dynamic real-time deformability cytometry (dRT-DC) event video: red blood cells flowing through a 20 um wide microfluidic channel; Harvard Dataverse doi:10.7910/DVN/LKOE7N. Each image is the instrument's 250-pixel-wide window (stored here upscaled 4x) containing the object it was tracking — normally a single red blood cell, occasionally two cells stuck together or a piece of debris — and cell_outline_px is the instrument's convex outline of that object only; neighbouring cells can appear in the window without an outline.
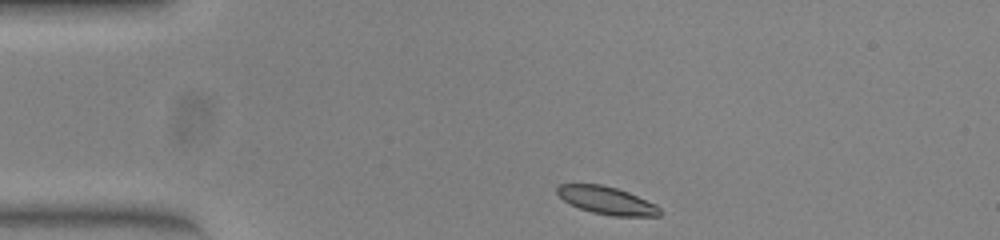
{"species": "common noctule bat (a hibernating species)", "species_latin": "Nyctalus noctula", "temperature_condition": "warm", "stored_images_in_passage": 43, "camera_frame_rate_fps": 3000, "um_per_image_px": 0.085, "animal": {"sex": "female", "body_mass_g": 23.0, "forearm_length_mm": 53.4}, "frame": {"image": 1, "passage_image": 1, "time_ms": 0.0, "image_size_px": [1000, 240], "cell_outline_px": [[660, 216], [612, 216], [592, 212], [580, 208], [564, 200], [556, 192], [556, 184], [600, 184], [616, 188], [628, 192], [656, 204], [660, 208]], "centroid_in_image_um": [51.57, 17.03], "position_along_channel_um": 33.4, "area_um2": 16.47}}
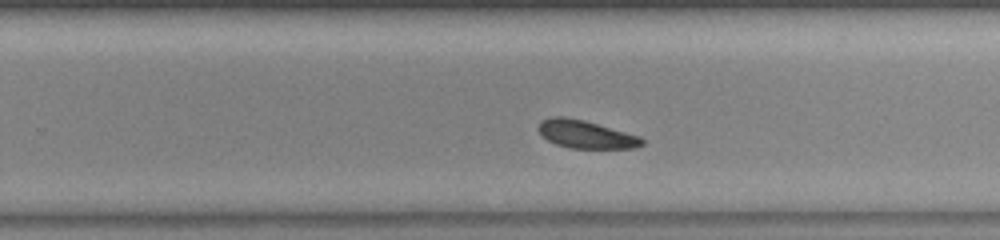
{"frame": {"image": 2, "passage_image": 24, "time_ms": 7.667, "image_size_px": [1000, 240], "cell_outline_px": [[644, 144], [636, 148], [572, 148], [556, 144], [548, 140], [536, 128], [540, 120], [552, 116], [564, 116], [584, 120], [640, 136], [644, 140]], "centroid_in_image_um": [49.78, 11.41], "position_along_channel_um": 280.0, "area_um2": 16.88}}
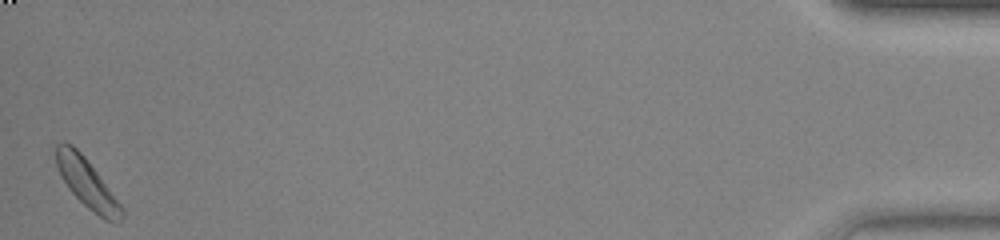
{"frame": {"image": 3, "passage_image": 43, "time_ms": 14.0, "image_size_px": [1000, 240], "cell_outline_px": [[124, 216], [120, 224], [116, 224], [104, 220], [88, 208], [68, 188], [60, 176], [56, 164], [56, 144], [72, 144], [84, 156], [124, 208]], "centroid_in_image_um": [7.43, 15.64], "position_along_channel_um": 427.8, "area_um2": 18.61}, "authors_computed_cell_mechanics": {"area_um2": 17.5134, "velocity_mm_per_s": 3.8284, "shape_relaxation_time_tau1_ms": 1.4246, "shape_relaxation_time_tau2_ms": null, "deformation_change_tau1": 0.0619, "deformation_change_tau2": null}}